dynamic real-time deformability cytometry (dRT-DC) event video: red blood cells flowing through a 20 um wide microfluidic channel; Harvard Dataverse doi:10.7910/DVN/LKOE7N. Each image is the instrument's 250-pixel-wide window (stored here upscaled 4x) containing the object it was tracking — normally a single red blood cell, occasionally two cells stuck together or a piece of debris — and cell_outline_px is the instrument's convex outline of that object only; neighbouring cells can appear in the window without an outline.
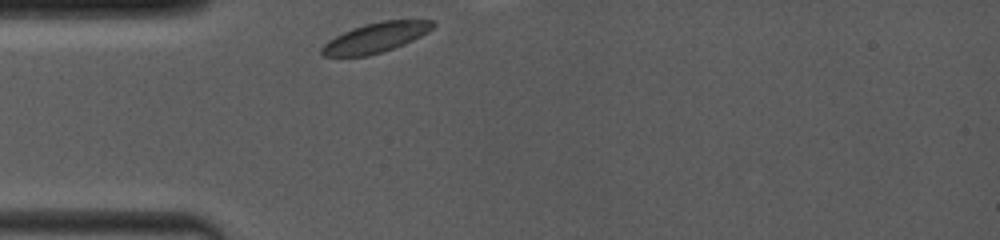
{"species": "common noctule bat (a hibernating species)", "species_latin": "Nyctalus noctula", "temperature_condition": "room temperature", "stored_images_in_passage": 31, "camera_frame_rate_fps": 4000, "um_per_image_px": 0.085, "animal": {"sex": "female", "body_mass_g": 19.0, "forearm_length_mm": 53.3}, "frame": {"image": 1, "passage_image": 1, "time_ms": 0.0, "image_size_px": [1000, 240], "cell_outline_px": [[436, 24], [428, 32], [404, 44], [368, 56], [324, 56], [320, 52], [320, 48], [328, 40], [352, 28], [364, 24], [384, 20], [432, 20]], "centroid_in_image_um": [31.92, 3.19], "position_along_channel_um": 53.1, "area_um2": 19.13}}
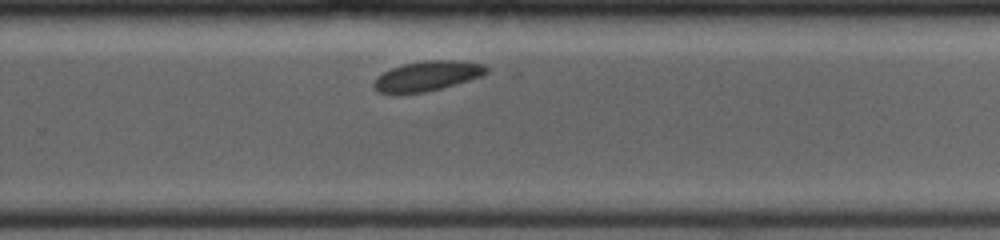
{"frame": {"image": 2, "passage_image": 22, "time_ms": 6.5, "image_size_px": [1000, 240], "cell_outline_px": [[488, 72], [480, 76], [468, 80], [440, 88], [424, 92], [392, 96], [380, 92], [372, 88], [372, 84], [376, 76], [392, 68], [404, 64], [424, 60], [464, 60], [484, 64], [488, 68]], "centroid_in_image_um": [36.25, 6.47], "position_along_channel_um": 293.6, "area_um2": 20.0}}
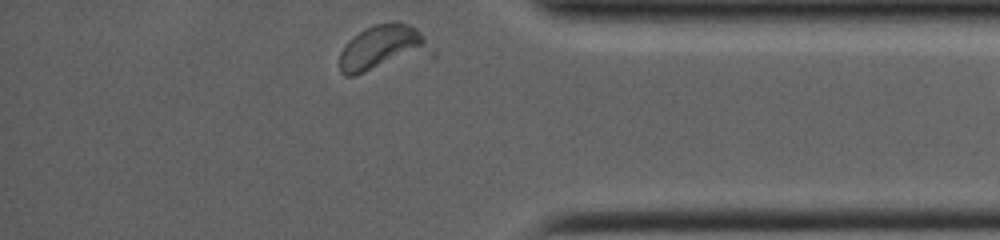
{"frame": {"image": 3, "passage_image": 31, "time_ms": 9.5, "image_size_px": [1000, 240], "cell_outline_px": [[436, 56], [356, 76], [344, 76], [340, 72], [340, 52], [348, 40], [364, 28], [372, 24], [396, 20], [400, 20], [416, 28], [436, 48]], "centroid_in_image_um": [32.64, 4.1], "position_along_channel_um": 402.6, "area_um2": 26.13}, "authors_computed_cell_mechanics": {"area_um2": 20.2878, "velocity_mm_per_s": 3.8359, "shape_relaxation_time_tau1_ms": 4.2095, "shape_relaxation_time_tau2_ms": null, "deformation_change_tau1": 0.1017, "deformation_change_tau2": null}}